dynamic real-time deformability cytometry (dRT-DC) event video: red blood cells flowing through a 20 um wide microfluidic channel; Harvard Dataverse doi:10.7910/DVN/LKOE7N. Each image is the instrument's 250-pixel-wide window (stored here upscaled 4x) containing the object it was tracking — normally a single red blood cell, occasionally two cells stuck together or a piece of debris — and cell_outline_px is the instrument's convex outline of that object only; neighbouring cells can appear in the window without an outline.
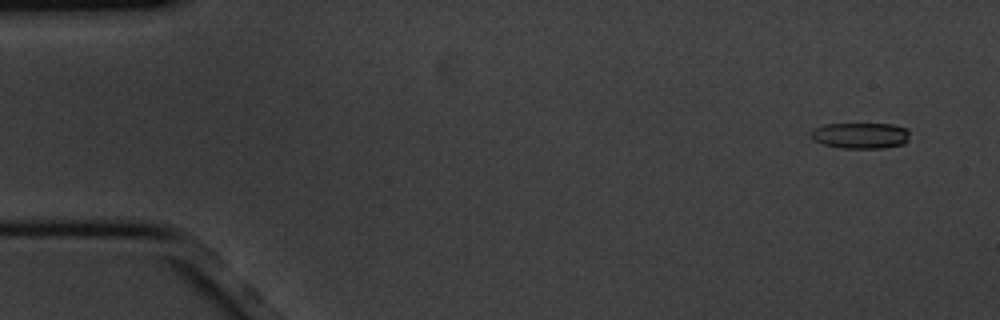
{"species": "common noctule bat (a hibernating species)", "species_latin": "Nyctalus noctula", "temperature_condition": "cold", "stored_images_in_passage": 4, "camera_frame_rate_fps": 3000, "um_per_image_px": 0.085, "animal": {"sex": "male", "body_mass_g": 20.1, "forearm_length_mm": 53.5}, "frame": {"image": 1, "passage_image": 1, "time_ms": 0.0, "image_size_px": [1000, 320], "cell_outline_px": [[908, 140], [904, 144], [884, 148], [840, 148], [824, 144], [816, 140], [812, 136], [812, 132], [816, 128], [824, 124], [892, 124], [908, 128]], "centroid_in_image_um": [73.21, 11.52], "position_along_channel_um": 11.8, "area_um2": 14.8}}